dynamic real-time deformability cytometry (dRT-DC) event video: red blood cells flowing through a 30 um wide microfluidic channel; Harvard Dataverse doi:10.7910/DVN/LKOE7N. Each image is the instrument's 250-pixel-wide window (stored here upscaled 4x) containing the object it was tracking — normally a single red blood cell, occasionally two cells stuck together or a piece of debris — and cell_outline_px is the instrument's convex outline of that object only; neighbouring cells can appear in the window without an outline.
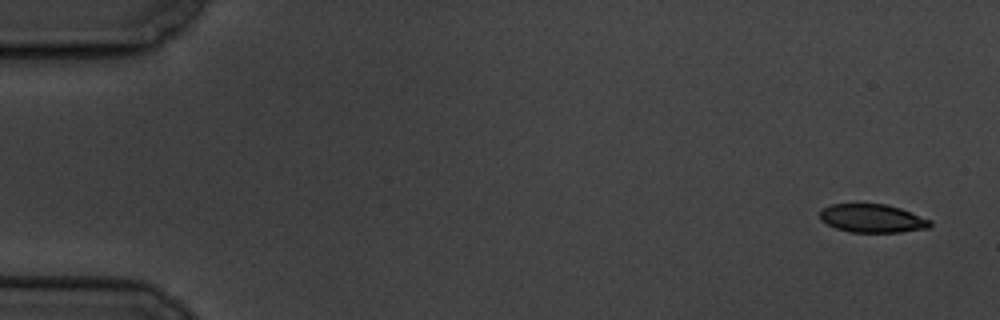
{"species": "common noctule bat (a hibernating species)", "species_latin": "Nyctalus noctula", "temperature_condition": "cold", "stored_images_in_passage": 5, "camera_frame_rate_fps": 3000, "um_per_image_px": 0.085, "animal": {"sex": "male", "body_mass_g": 19.5, "forearm_length_mm": 54.6}, "frame": {"image": 1, "passage_image": 1, "time_ms": 0.0, "image_size_px": [1000, 320], "cell_outline_px": [[932, 224], [928, 228], [900, 232], [852, 232], [836, 228], [820, 220], [820, 212], [824, 208], [832, 204], [884, 204], [900, 208], [932, 220]], "centroid_in_image_um": [74.17, 18.56], "position_along_channel_um": 10.8, "area_um2": 18.09}}
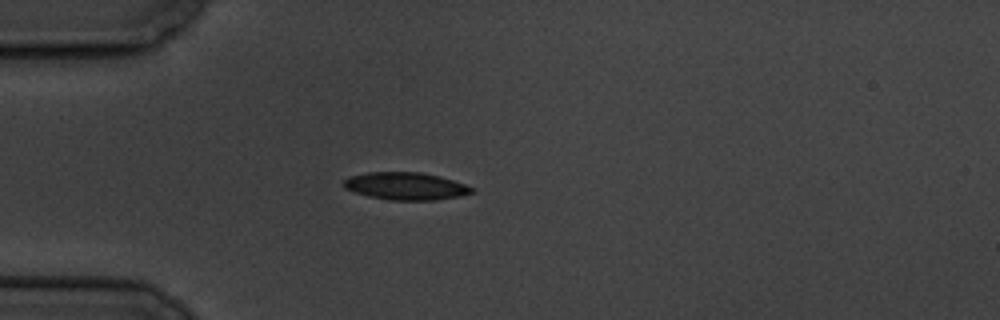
{"frame": {"image": 2, "passage_image": 5, "time_ms": 4.667, "image_size_px": [1000, 320], "cell_outline_px": [[476, 192], [460, 196], [436, 200], [388, 200], [368, 196], [344, 188], [344, 180], [348, 176], [368, 172], [420, 172], [440, 176], [476, 188]], "centroid_in_image_um": [34.51, 15.82], "position_along_channel_um": 50.5, "area_um2": 20.63}}